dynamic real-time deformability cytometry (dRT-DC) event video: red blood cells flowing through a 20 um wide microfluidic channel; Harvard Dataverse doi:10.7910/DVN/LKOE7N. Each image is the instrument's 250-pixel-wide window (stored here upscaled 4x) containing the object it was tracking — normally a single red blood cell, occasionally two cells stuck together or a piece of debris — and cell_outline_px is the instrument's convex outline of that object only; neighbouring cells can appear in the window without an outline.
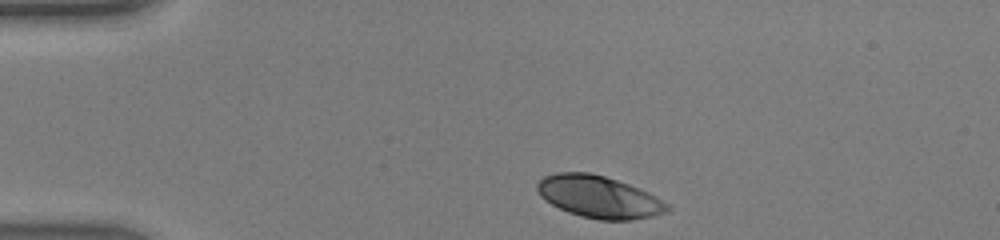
{"species": "human", "species_latin": "Homo sapiens", "temperature_condition": "warm", "stored_images_in_passage": 32, "camera_frame_rate_fps": 3000, "um_per_image_px": 0.085, "donor": {"sex": "male"}, "frame": {"image": 1, "passage_image": 1, "time_ms": 0.0, "image_size_px": [1000, 240], "cell_outline_px": [[672, 208], [668, 212], [652, 216], [632, 220], [600, 220], [580, 216], [568, 212], [552, 204], [540, 196], [536, 188], [536, 184], [544, 176], [556, 172], [588, 172], [604, 176], [640, 188], [656, 196], [668, 204]], "centroid_in_image_um": [50.92, 16.74], "position_along_channel_um": 34.1, "area_um2": 31.96}}
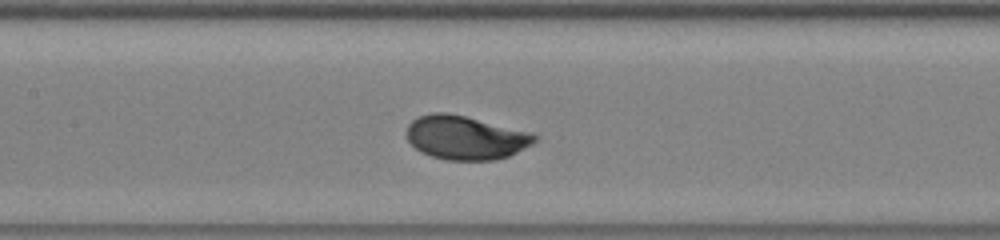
{"frame": {"image": 2, "passage_image": 14, "time_ms": 4.333, "image_size_px": [1000, 240], "cell_outline_px": [[540, 140], [508, 156], [496, 160], [448, 160], [432, 156], [420, 152], [408, 140], [408, 124], [412, 120], [420, 116], [432, 112], [448, 112], [532, 132], [540, 136]], "centroid_in_image_um": [39.62, 11.69], "position_along_channel_um": 167.8, "area_um2": 32.71}}
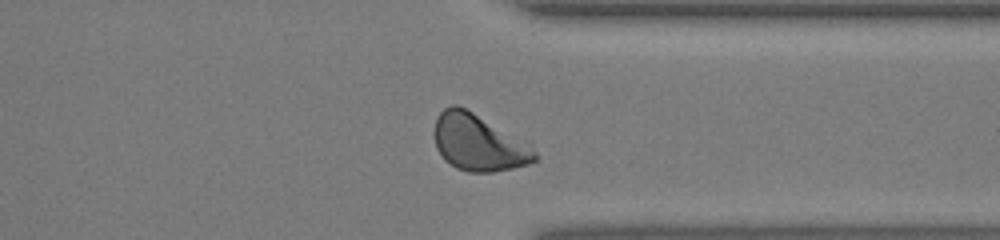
{"frame": {"image": 3, "passage_image": 28, "time_ms": 9.0, "image_size_px": [1000, 240], "cell_outline_px": [[540, 156], [536, 160], [528, 164], [512, 168], [492, 172], [468, 172], [456, 168], [444, 160], [436, 148], [432, 132], [436, 116], [444, 108], [452, 104], [456, 104], [528, 140], [532, 144]], "centroid_in_image_um": [40.7, 12.12], "position_along_channel_um": 370.7, "area_um2": 33.99}, "authors_computed_cell_mechanics": {"area_um2": 31.8189, "velocity_mm_per_s": 4.3661, "shape_relaxation_time_tau1_ms": 1.525, "shape_relaxation_time_tau2_ms": null, "deformation_change_tau1": 0.1406, "deformation_change_tau2": null}}